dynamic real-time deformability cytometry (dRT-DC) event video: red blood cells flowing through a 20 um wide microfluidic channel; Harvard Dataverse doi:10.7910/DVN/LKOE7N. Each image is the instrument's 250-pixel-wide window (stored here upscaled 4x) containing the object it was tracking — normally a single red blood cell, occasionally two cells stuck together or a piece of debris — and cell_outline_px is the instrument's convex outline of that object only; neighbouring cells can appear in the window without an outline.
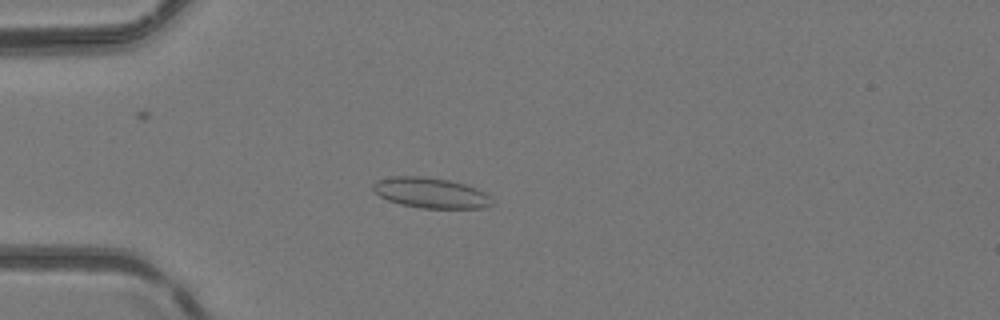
{"species": "common noctule bat (a hibernating species)", "species_latin": "Nyctalus noctula", "temperature_condition": "room temperature", "stored_images_in_passage": 47, "camera_frame_rate_fps": 3000, "um_per_image_px": 0.085, "animal": {"sex": "female", "body_mass_g": 24.6, "forearm_length_mm": 56.2}, "frame": {"image": 1, "passage_image": 13, "time_ms": 4.0, "image_size_px": [1000, 320], "cell_outline_px": [[492, 204], [484, 208], [420, 208], [400, 204], [388, 200], [380, 196], [372, 188], [372, 184], [376, 180], [392, 176], [420, 176], [448, 180], [464, 184], [476, 188], [492, 196]], "centroid_in_image_um": [36.61, 16.39], "position_along_channel_um": 48.4, "area_um2": 21.1}}
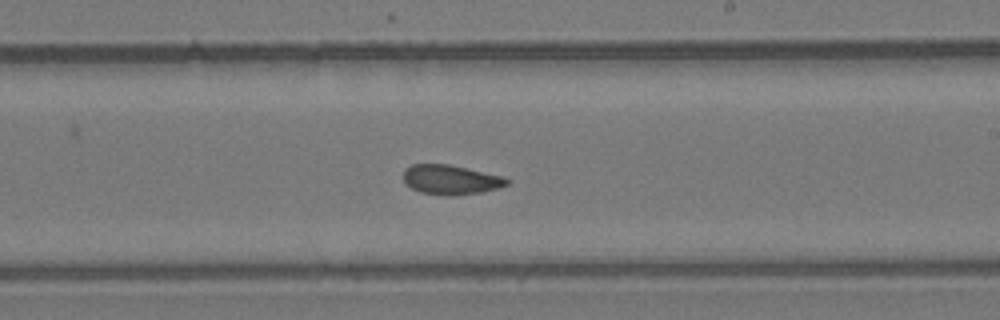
{"frame": {"image": 2, "passage_image": 28, "time_ms": 9.0, "image_size_px": [1000, 320], "cell_outline_px": [[512, 180], [508, 184], [496, 188], [480, 192], [452, 196], [420, 192], [412, 188], [404, 180], [404, 168], [412, 164], [448, 164], [504, 176]], "centroid_in_image_um": [38.33, 15.26], "position_along_channel_um": 250.7, "area_um2": 17.74}}
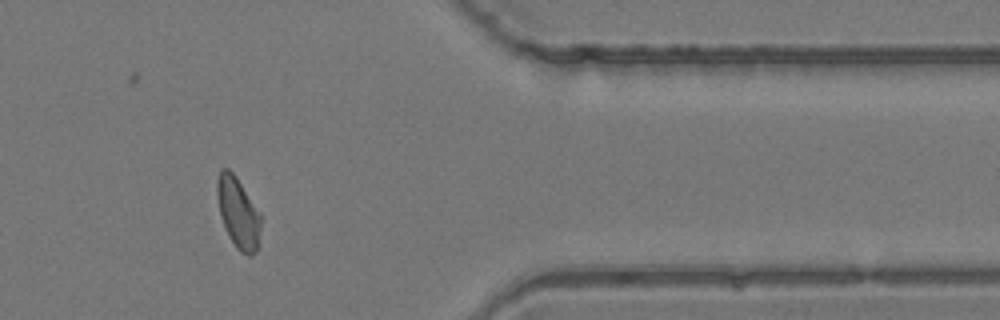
{"frame": {"image": 3, "passage_image": 39, "time_ms": 12.667, "image_size_px": [1000, 320], "cell_outline_px": [[260, 228], [256, 252], [252, 256], [248, 256], [240, 252], [236, 248], [228, 236], [224, 228], [220, 216], [216, 196], [216, 180], [220, 168], [228, 168], [236, 176], [260, 212]], "centroid_in_image_um": [20.21, 18.07], "position_along_channel_um": 391.2, "area_um2": 18.32}}